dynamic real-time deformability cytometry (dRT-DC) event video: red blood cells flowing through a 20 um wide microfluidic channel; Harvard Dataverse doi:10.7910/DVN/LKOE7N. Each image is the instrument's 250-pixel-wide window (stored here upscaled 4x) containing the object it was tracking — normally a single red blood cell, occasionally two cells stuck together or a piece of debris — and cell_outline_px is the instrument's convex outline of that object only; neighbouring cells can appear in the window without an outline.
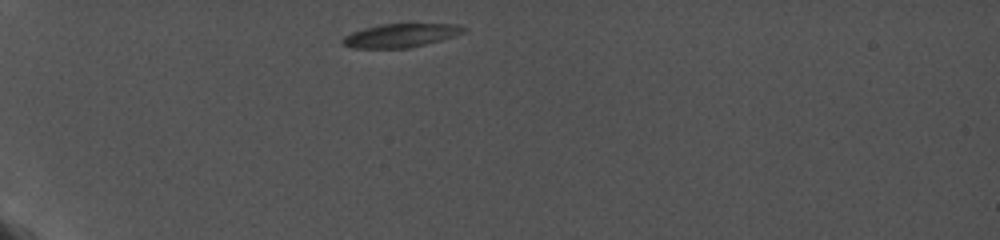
{"species": "common noctule bat (a hibernating species)", "species_latin": "Nyctalus noctula", "temperature_condition": "cold", "stored_images_in_passage": 25, "camera_frame_rate_fps": 5000, "um_per_image_px": 0.085, "animal": {"sex": "female", "body_mass_g": 19.0, "forearm_length_mm": 56.7}, "frame": {"image": 1, "passage_image": 1, "time_ms": 0.0, "image_size_px": [1000, 240], "cell_outline_px": [[468, 28], [464, 32], [456, 36], [408, 48], [352, 48], [344, 44], [340, 40], [344, 36], [352, 32], [364, 28], [380, 24], [460, 24]], "centroid_in_image_um": [34.07, 3.01], "position_along_channel_um": 50.9, "area_um2": 16.65}}
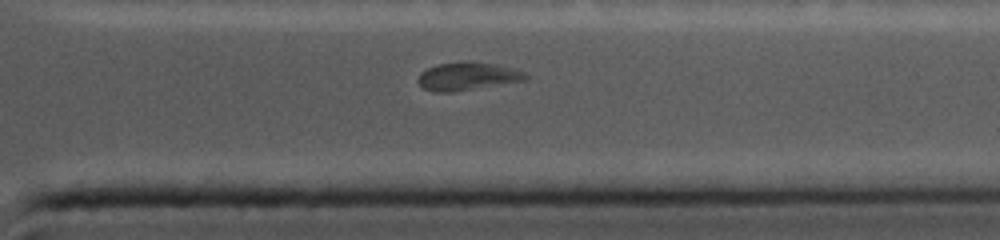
{"frame": {"image": 2, "passage_image": 21, "time_ms": 9.8, "image_size_px": [1000, 240], "cell_outline_px": [[528, 76], [524, 80], [452, 92], [432, 92], [424, 88], [416, 80], [420, 72], [436, 64], [460, 60], [468, 60], [496, 64], [524, 72]], "centroid_in_image_um": [39.66, 6.46], "position_along_channel_um": 371.7, "area_um2": 17.63}}
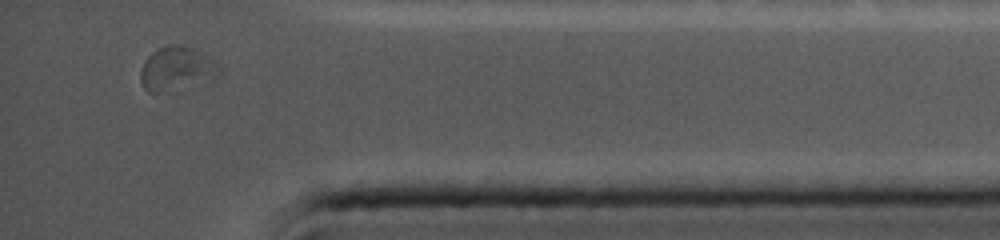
{"frame": {"image": 3, "passage_image": 24, "time_ms": 11.2, "image_size_px": [1000, 240], "cell_outline_px": [[224, 72], [216, 80], [192, 88], [160, 92], [148, 92], [140, 84], [140, 68], [144, 60], [156, 48], [168, 44], [180, 44], [192, 48], [208, 56]], "centroid_in_image_um": [15.05, 5.88], "position_along_channel_um": 420.1, "area_um2": 21.1}, "authors_computed_cell_mechanics": {"area_um2": 17.2244, "velocity_mm_per_s": 3.7053, "shape_relaxation_time_tau1_ms": null, "shape_relaxation_time_tau2_ms": 3.7859, "deformation_change_tau1": null, "deformation_change_tau2": 0.0756}}